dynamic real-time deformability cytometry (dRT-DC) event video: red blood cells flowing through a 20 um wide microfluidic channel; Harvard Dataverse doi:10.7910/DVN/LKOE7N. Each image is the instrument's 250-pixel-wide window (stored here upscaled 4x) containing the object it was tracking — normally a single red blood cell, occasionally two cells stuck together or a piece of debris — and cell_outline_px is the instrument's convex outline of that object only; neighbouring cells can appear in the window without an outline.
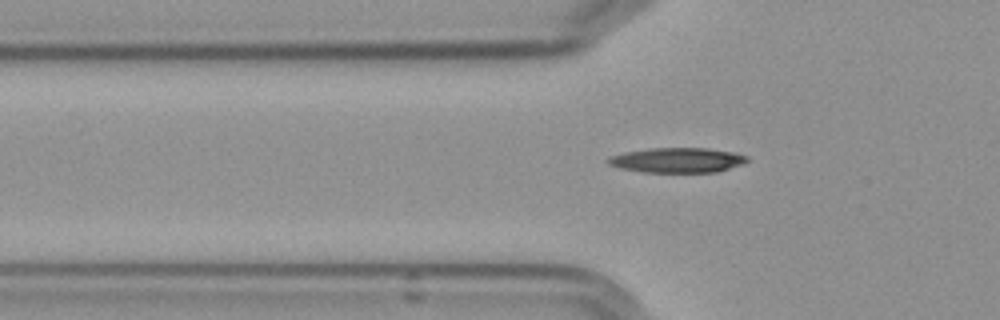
{"species": "Egyptian fruit bat (a non-hibernating species)", "species_latin": "Rousettus aegyptiacus", "temperature_condition": "cold", "stored_images_in_passage": 14, "camera_frame_rate_fps": 3000, "um_per_image_px": 0.085, "frame": {"image": 1, "passage_image": 5, "time_ms": 1.333, "image_size_px": [1000, 320], "cell_outline_px": [[748, 160], [740, 164], [716, 172], [640, 172], [620, 168], [608, 164], [604, 160], [608, 156], [624, 152], [652, 148], [708, 148], [732, 152], [748, 156]], "centroid_in_image_um": [57.49, 13.61], "position_along_channel_um": 68.3, "area_um2": 20.17}}
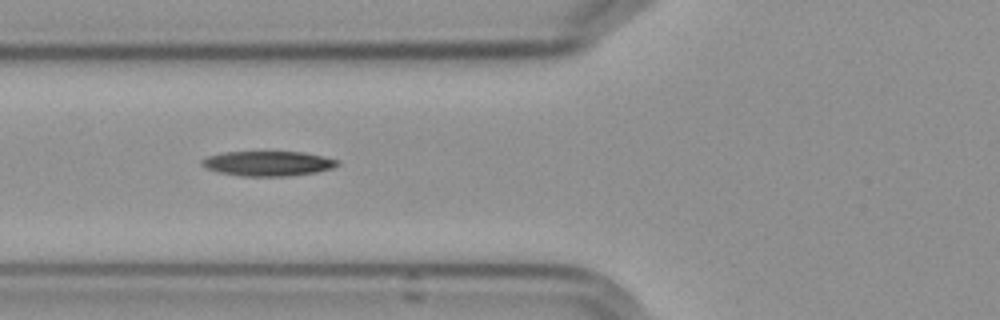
{"frame": {"image": 2, "passage_image": 8, "time_ms": 2.333, "image_size_px": [1000, 320], "cell_outline_px": [[340, 164], [332, 168], [316, 172], [288, 176], [240, 176], [220, 172], [204, 168], [200, 164], [200, 160], [208, 156], [224, 152], [304, 152], [324, 156], [340, 160]], "centroid_in_image_um": [22.78, 13.89], "position_along_channel_um": 103.0, "area_um2": 19.77}}
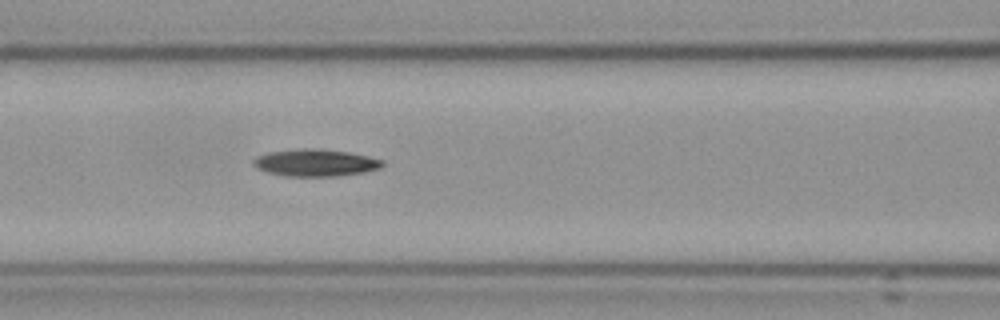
{"frame": {"image": 3, "passage_image": 11, "time_ms": 3.333, "image_size_px": [1000, 320], "cell_outline_px": [[384, 164], [380, 168], [360, 172], [336, 176], [284, 176], [268, 172], [256, 168], [252, 164], [252, 160], [256, 156], [268, 152], [304, 148], [312, 148], [348, 152], [368, 156], [384, 160]], "centroid_in_image_um": [26.77, 13.83], "position_along_channel_um": 139.8, "area_um2": 20.29}}